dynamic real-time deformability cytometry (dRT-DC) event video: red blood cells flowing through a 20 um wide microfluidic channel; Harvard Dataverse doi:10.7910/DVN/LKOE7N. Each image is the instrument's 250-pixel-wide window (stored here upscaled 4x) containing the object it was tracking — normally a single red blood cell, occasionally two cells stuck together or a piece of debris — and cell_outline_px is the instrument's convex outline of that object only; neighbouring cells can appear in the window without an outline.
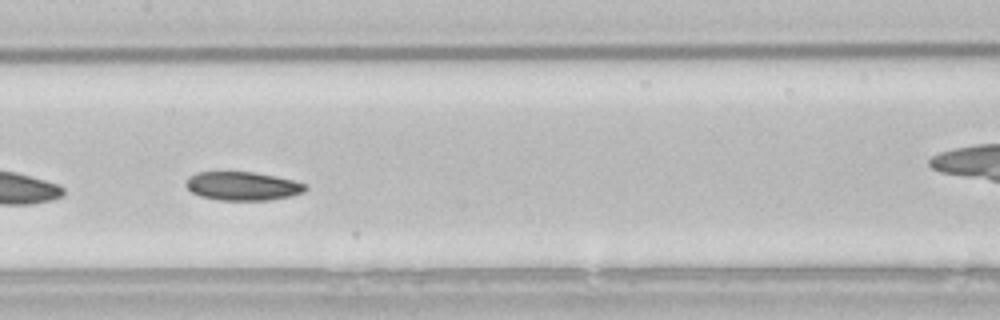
{"species": "common noctule bat (a hibernating species)", "species_latin": "Nyctalus noctula", "temperature_condition": "room temperature", "stored_images_in_passage": 16, "camera_frame_rate_fps": 3000, "um_per_image_px": 0.085, "animal": {"sex": "male", "body_mass_g": 21.5, "forearm_length_mm": 52.0}, "frame": {"image": 1, "passage_image": 11, "time_ms": 3.333, "image_size_px": [1000, 320], "cell_outline_px": [[308, 188], [304, 192], [292, 196], [268, 200], [220, 200], [200, 196], [192, 192], [184, 184], [188, 176], [196, 172], [252, 172], [292, 180], [308, 184]], "centroid_in_image_um": [20.62, 15.82], "position_along_channel_um": 186.8, "area_um2": 19.94}}